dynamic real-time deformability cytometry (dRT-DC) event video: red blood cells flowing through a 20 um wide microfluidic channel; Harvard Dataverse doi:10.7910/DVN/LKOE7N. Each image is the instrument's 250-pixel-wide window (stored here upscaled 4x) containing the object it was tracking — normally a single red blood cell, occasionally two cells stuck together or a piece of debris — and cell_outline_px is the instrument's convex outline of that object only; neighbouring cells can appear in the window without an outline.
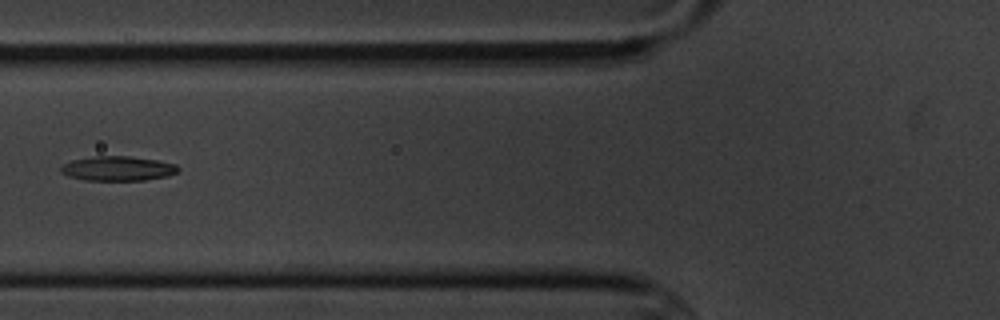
{"species": "common noctule bat (a hibernating species)", "species_latin": "Nyctalus noctula", "temperature_condition": "cold", "stored_images_in_passage": 14, "camera_frame_rate_fps": 3000, "um_per_image_px": 0.085, "animal": {"sex": "male", "body_mass_g": 20.1, "forearm_length_mm": 53.5}, "frame": {"image": 1, "passage_image": 5, "time_ms": 5.667, "image_size_px": [1000, 320], "cell_outline_px": [[180, 168], [176, 172], [168, 176], [144, 180], [84, 180], [68, 176], [60, 172], [60, 168], [64, 164], [72, 160], [96, 156], [132, 156], [156, 160], [176, 164]], "centroid_in_image_um": [10.01, 14.32], "position_along_channel_um": 115.8, "area_um2": 16.76}}
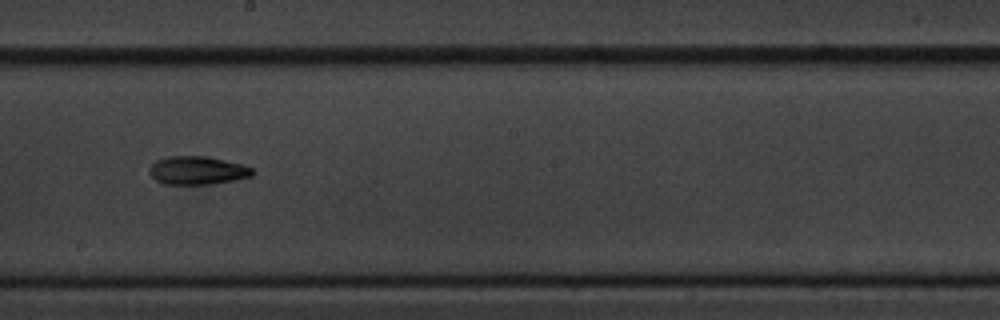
{"frame": {"image": 2, "passage_image": 8, "time_ms": 9.0, "image_size_px": [1000, 320], "cell_outline_px": [[256, 172], [252, 176], [236, 180], [212, 184], [164, 184], [156, 180], [148, 172], [148, 168], [156, 160], [168, 156], [208, 156], [244, 164], [252, 168]], "centroid_in_image_um": [16.81, 14.48], "position_along_channel_um": 231.4, "area_um2": 17.28}}
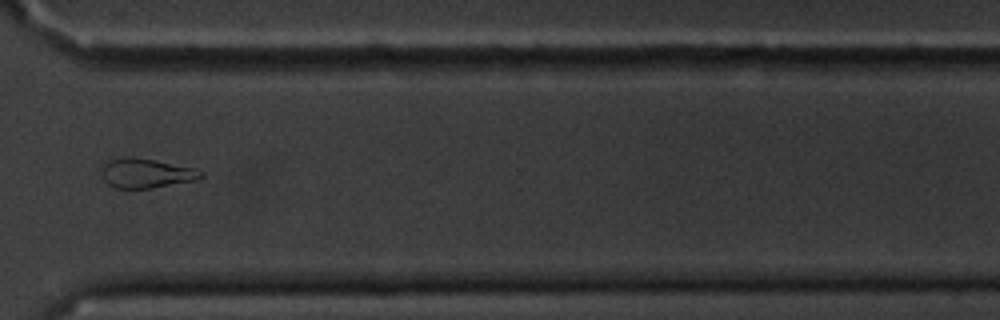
{"frame": {"image": 3, "passage_image": 11, "time_ms": 12.667, "image_size_px": [1000, 320], "cell_outline_px": [[204, 176], [192, 180], [152, 188], [116, 188], [108, 184], [104, 180], [104, 164], [108, 160], [124, 156], [132, 156], [156, 160], [196, 168], [204, 172]], "centroid_in_image_um": [12.44, 14.7], "position_along_channel_um": 358.2, "area_um2": 16.94}, "authors_computed_cell_mechanics": {"area_um2": 16.9932, "velocity_mm_per_s": 3.46, "shape_relaxation_time_tau1_ms": 3.6965, "shape_relaxation_time_tau2_ms": null, "deformation_change_tau1": 0.1071, "deformation_change_tau2": null}}